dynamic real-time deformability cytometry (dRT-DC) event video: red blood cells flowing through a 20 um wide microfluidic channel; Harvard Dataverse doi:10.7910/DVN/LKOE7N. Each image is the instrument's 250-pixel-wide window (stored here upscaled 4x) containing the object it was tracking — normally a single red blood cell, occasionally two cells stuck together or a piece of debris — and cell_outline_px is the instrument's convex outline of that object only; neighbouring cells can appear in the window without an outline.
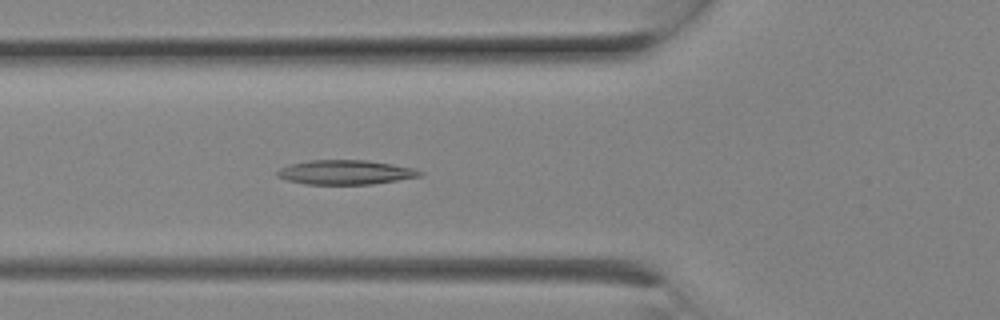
{"species": "Egyptian fruit bat (a non-hibernating species)", "species_latin": "Rousettus aegyptiacus", "temperature_condition": "room temperature", "stored_images_in_passage": 7, "camera_frame_rate_fps": 3000, "um_per_image_px": 0.085, "animal": {"sex": "female"}, "frame": {"image": 1, "passage_image": 7, "time_ms": 2.0, "image_size_px": [1000, 320], "cell_outline_px": [[424, 172], [420, 176], [372, 184], [304, 184], [288, 180], [276, 176], [276, 172], [280, 168], [288, 164], [308, 160], [368, 160], [392, 164], [412, 168]], "centroid_in_image_um": [29.31, 14.63], "position_along_channel_um": 96.5, "area_um2": 20.23}}